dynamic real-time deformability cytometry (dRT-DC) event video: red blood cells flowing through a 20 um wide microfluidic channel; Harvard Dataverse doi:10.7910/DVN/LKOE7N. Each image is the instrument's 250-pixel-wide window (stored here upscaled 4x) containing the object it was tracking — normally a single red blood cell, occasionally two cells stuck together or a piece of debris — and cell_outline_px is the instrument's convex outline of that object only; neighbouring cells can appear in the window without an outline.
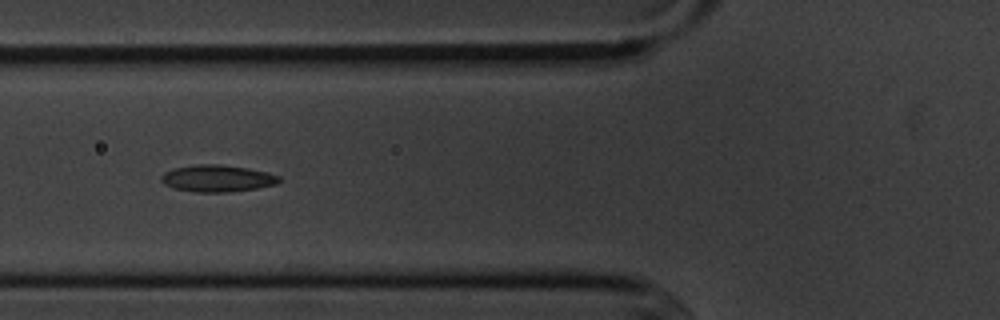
{"species": "common noctule bat (a hibernating species)", "species_latin": "Nyctalus noctula", "temperature_condition": "cold", "stored_images_in_passage": 5, "camera_frame_rate_fps": 3000, "um_per_image_px": 0.085, "animal": {"sex": "male", "body_mass_g": 20.1, "forearm_length_mm": 53.5}, "frame": {"image": 1, "passage_image": 5, "time_ms": 5.0, "image_size_px": [1000, 320], "cell_outline_px": [[280, 180], [276, 184], [256, 188], [228, 192], [196, 192], [172, 188], [164, 184], [160, 180], [160, 176], [164, 172], [172, 168], [196, 164], [220, 164], [248, 168], [268, 172], [280, 176]], "centroid_in_image_um": [18.43, 15.15], "position_along_channel_um": 107.4, "area_um2": 18.61}}